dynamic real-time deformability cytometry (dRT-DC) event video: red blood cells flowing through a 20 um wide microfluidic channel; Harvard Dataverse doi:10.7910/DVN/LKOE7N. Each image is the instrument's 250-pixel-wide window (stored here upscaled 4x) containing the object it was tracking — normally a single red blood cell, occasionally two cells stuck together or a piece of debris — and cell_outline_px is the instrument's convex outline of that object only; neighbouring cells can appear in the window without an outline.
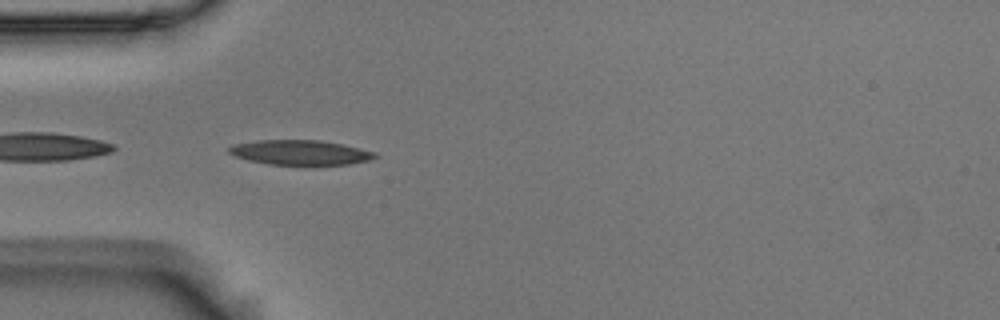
{"species": "Egyptian fruit bat (a non-hibernating species)", "species_latin": "Rousettus aegyptiacus", "temperature_condition": "room temperature", "stored_images_in_passage": 39, "camera_frame_rate_fps": 3000, "um_per_image_px": 0.085, "animal": {"sex": "male"}, "frame": {"image": 1, "passage_image": 1, "time_ms": 0.0, "image_size_px": [1000, 320], "cell_outline_px": [[380, 156], [368, 160], [348, 164], [268, 164], [248, 160], [236, 156], [228, 152], [228, 148], [236, 144], [256, 140], [320, 140], [340, 144], [376, 152]], "centroid_in_image_um": [25.52, 12.95], "position_along_channel_um": 59.5, "area_um2": 20.75}}
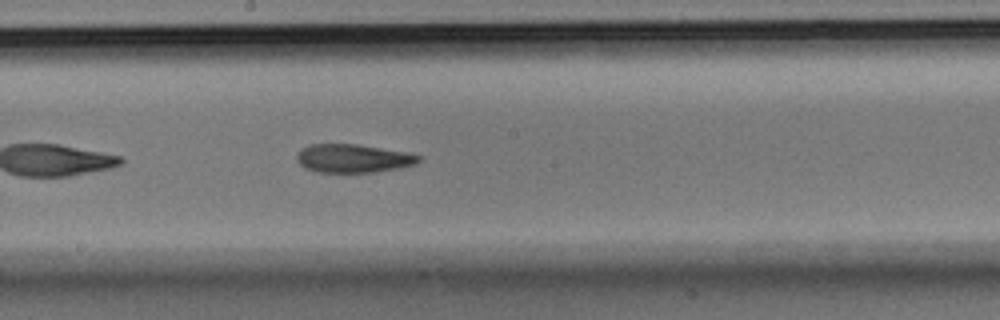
{"frame": {"image": 2, "passage_image": 14, "time_ms": 4.333, "image_size_px": [1000, 320], "cell_outline_px": [[420, 160], [416, 164], [400, 168], [376, 172], [316, 172], [304, 168], [296, 160], [296, 156], [300, 148], [308, 144], [356, 144], [404, 152], [420, 156]], "centroid_in_image_um": [29.96, 13.47], "position_along_channel_um": 218.2, "area_um2": 20.23}}
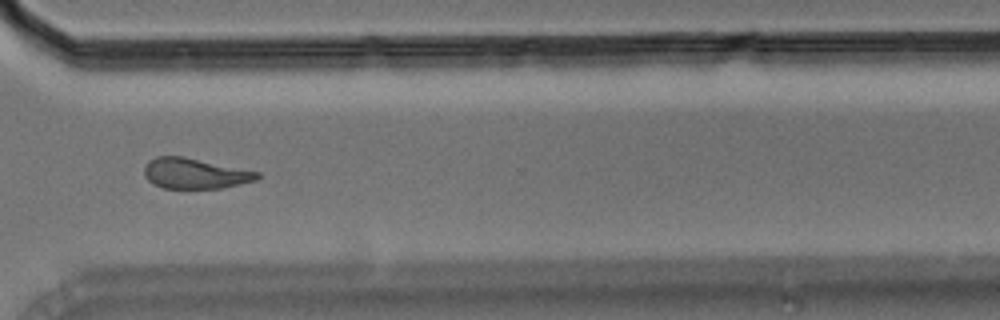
{"frame": {"image": 3, "passage_image": 25, "time_ms": 8.0, "image_size_px": [1000, 320], "cell_outline_px": [[260, 176], [256, 180], [220, 188], [164, 188], [148, 180], [144, 176], [144, 168], [148, 160], [156, 156], [184, 156], [260, 172]], "centroid_in_image_um": [16.55, 14.73], "position_along_channel_um": 354.0, "area_um2": 20.0}, "authors_computed_cell_mechanics": {"area_um2": 20.7502, "velocity_mm_per_s": 3.7167, "shape_relaxation_time_tau1_ms": 6.2603, "shape_relaxation_time_tau2_ms": 4.7539, "deformation_change_tau1": 0.1717, "deformation_change_tau2": 0.1426}}